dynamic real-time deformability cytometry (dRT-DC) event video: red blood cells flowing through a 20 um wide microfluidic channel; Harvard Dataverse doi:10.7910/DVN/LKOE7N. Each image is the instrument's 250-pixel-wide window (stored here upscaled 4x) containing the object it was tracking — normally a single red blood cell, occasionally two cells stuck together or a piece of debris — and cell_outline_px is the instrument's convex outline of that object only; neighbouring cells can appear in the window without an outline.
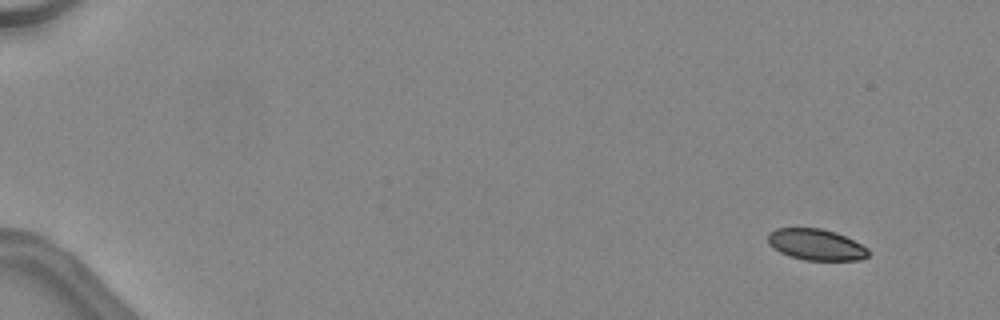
{"species": "common noctule bat (a hibernating species)", "species_latin": "Nyctalus noctula", "temperature_condition": "warm", "stored_images_in_passage": 45, "camera_frame_rate_fps": 3000, "um_per_image_px": 0.085, "animal": {"sex": "female", "body_mass_g": 24.6, "forearm_length_mm": 56.2}, "frame": {"image": 1, "passage_image": 1, "time_ms": 0.0, "image_size_px": [1000, 320], "cell_outline_px": [[868, 256], [860, 260], [804, 260], [788, 256], [780, 252], [768, 240], [768, 232], [776, 228], [820, 228], [836, 232], [868, 248]], "centroid_in_image_um": [69.37, 20.79], "position_along_channel_um": 15.6, "area_um2": 18.09}}
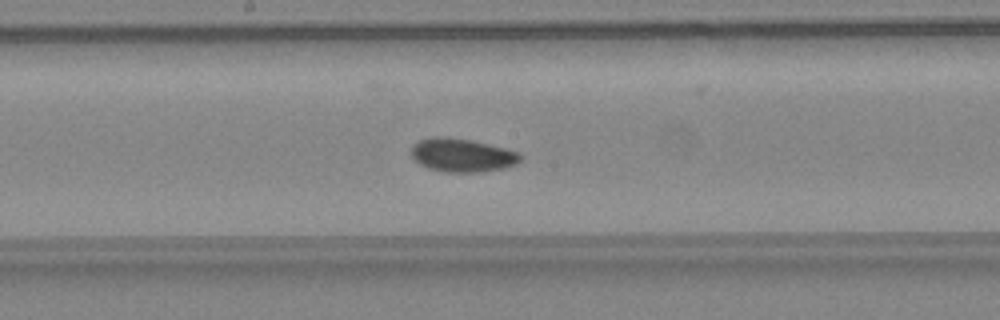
{"frame": {"image": 2, "passage_image": 25, "time_ms": 8.0, "image_size_px": [1000, 320], "cell_outline_px": [[520, 160], [516, 164], [504, 168], [484, 172], [444, 172], [428, 168], [420, 164], [412, 156], [412, 144], [420, 140], [432, 136], [444, 136], [472, 140], [520, 152]], "centroid_in_image_um": [39.27, 13.19], "position_along_channel_um": 208.9, "area_um2": 21.33}}
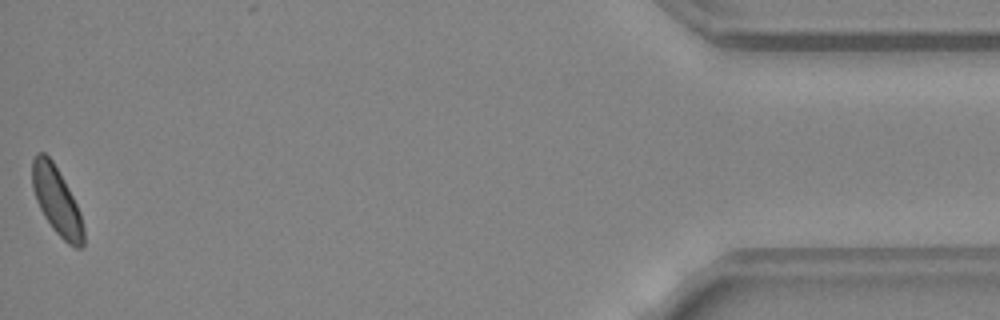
{"frame": {"image": 3, "passage_image": 45, "time_ms": 14.667, "image_size_px": [1000, 320], "cell_outline_px": [[84, 244], [80, 248], [76, 248], [68, 244], [52, 228], [44, 216], [36, 200], [32, 188], [32, 160], [36, 152], [44, 152], [52, 160], [64, 180], [80, 212], [84, 228]], "centroid_in_image_um": [4.81, 17.07], "position_along_channel_um": 430.4, "area_um2": 20.17}, "authors_computed_cell_mechanics": {"area_um2": 20.1722, "velocity_mm_per_s": 4.5018, "shape_relaxation_time_tau1_ms": null, "shape_relaxation_time_tau2_ms": 1.3766, "deformation_change_tau1": null, "deformation_change_tau2": 0.0454}}